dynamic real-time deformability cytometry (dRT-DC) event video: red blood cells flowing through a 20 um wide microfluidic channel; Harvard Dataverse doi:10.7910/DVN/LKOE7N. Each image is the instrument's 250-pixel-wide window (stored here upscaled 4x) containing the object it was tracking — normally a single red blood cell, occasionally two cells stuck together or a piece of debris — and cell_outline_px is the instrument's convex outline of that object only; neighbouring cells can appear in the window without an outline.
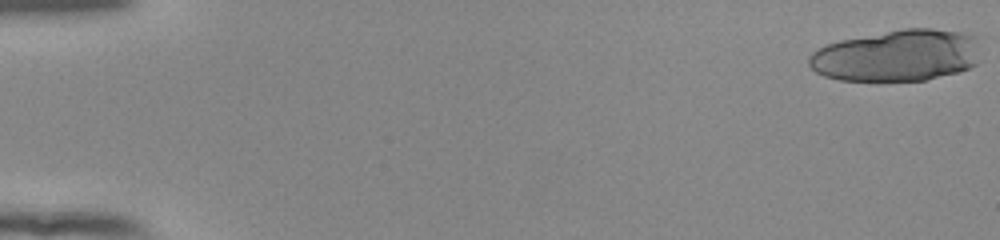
{"species": "human", "species_latin": "Homo sapiens", "temperature_condition": "room temperature", "stored_images_in_passage": 21, "camera_frame_rate_fps": 3000, "um_per_image_px": 0.085, "donor": {"sex": "female"}, "frame": {"image": 1, "passage_image": 1, "time_ms": 0.0, "image_size_px": [1000, 240], "cell_outline_px": [[980, 60], [976, 64], [960, 72], [924, 80], [840, 80], [824, 76], [816, 72], [808, 64], [808, 56], [816, 48], [840, 40], [904, 28], [932, 28], [960, 32], [976, 36]], "centroid_in_image_um": [76.25, 4.72], "position_along_channel_um": 8.7, "area_um2": 51.79}}
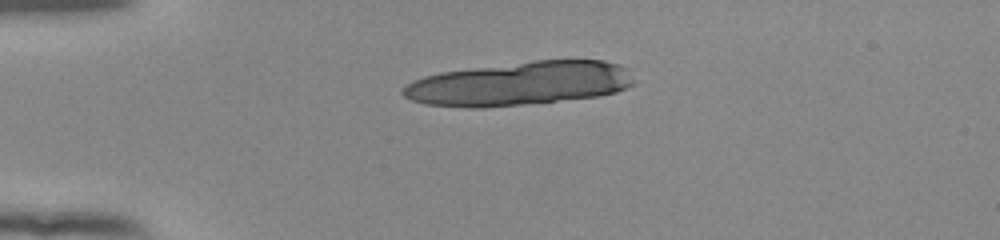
{"frame": {"image": 2, "passage_image": 14, "time_ms": 4.333, "image_size_px": [1000, 240], "cell_outline_px": [[636, 80], [632, 84], [616, 92], [600, 96], [524, 104], [484, 108], [468, 108], [424, 104], [412, 100], [404, 96], [400, 92], [412, 80], [424, 76], [440, 72], [536, 60], [604, 60], [620, 64]], "centroid_in_image_um": [44.15, 7.11], "position_along_channel_um": 40.9, "area_um2": 58.84}}